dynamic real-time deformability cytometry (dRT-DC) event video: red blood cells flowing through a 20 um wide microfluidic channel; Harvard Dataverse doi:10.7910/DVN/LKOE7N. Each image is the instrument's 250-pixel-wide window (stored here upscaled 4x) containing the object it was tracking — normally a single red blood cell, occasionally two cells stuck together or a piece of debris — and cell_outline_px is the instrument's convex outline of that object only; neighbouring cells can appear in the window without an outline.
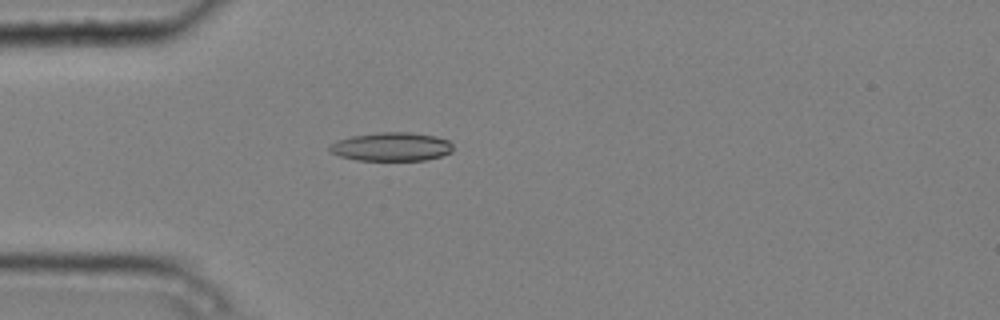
{"species": "common noctule bat (a hibernating species)", "species_latin": "Nyctalus noctula", "temperature_condition": "cold", "stored_images_in_passage": 3, "camera_frame_rate_fps": 3000, "um_per_image_px": 0.085, "animal": {"sex": "male", "body_mass_g": 20.4}, "frame": {"image": 1, "passage_image": 3, "time_ms": 0.667, "image_size_px": [1000, 320], "cell_outline_px": [[452, 152], [440, 156], [424, 160], [356, 160], [340, 156], [332, 152], [328, 148], [328, 144], [336, 140], [352, 136], [380, 132], [408, 132], [436, 136], [448, 140], [452, 144]], "centroid_in_image_um": [33.25, 12.47], "position_along_channel_um": 51.7, "area_um2": 20.58}}